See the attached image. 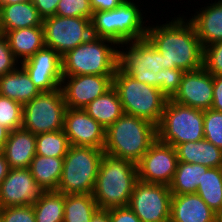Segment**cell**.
I'll return each instance as SVG.
<instances>
[{
  "mask_svg": "<svg viewBox=\"0 0 222 222\" xmlns=\"http://www.w3.org/2000/svg\"><path fill=\"white\" fill-rule=\"evenodd\" d=\"M177 16L164 24L147 23L145 38L163 55L165 69L198 70L203 67L204 47L188 17Z\"/></svg>",
  "mask_w": 222,
  "mask_h": 222,
  "instance_id": "cell-1",
  "label": "cell"
},
{
  "mask_svg": "<svg viewBox=\"0 0 222 222\" xmlns=\"http://www.w3.org/2000/svg\"><path fill=\"white\" fill-rule=\"evenodd\" d=\"M138 181L134 162L104 152L92 195L99 209L128 206Z\"/></svg>",
  "mask_w": 222,
  "mask_h": 222,
  "instance_id": "cell-2",
  "label": "cell"
},
{
  "mask_svg": "<svg viewBox=\"0 0 222 222\" xmlns=\"http://www.w3.org/2000/svg\"><path fill=\"white\" fill-rule=\"evenodd\" d=\"M156 140L155 124L124 113L106 129L103 151L137 164Z\"/></svg>",
  "mask_w": 222,
  "mask_h": 222,
  "instance_id": "cell-3",
  "label": "cell"
},
{
  "mask_svg": "<svg viewBox=\"0 0 222 222\" xmlns=\"http://www.w3.org/2000/svg\"><path fill=\"white\" fill-rule=\"evenodd\" d=\"M118 44L92 36L61 56L62 76L114 75L117 70Z\"/></svg>",
  "mask_w": 222,
  "mask_h": 222,
  "instance_id": "cell-4",
  "label": "cell"
},
{
  "mask_svg": "<svg viewBox=\"0 0 222 222\" xmlns=\"http://www.w3.org/2000/svg\"><path fill=\"white\" fill-rule=\"evenodd\" d=\"M133 1L126 0L110 11L94 12L91 18L93 36L110 39L118 45L144 39L148 20L143 14L147 13L143 12L139 2Z\"/></svg>",
  "mask_w": 222,
  "mask_h": 222,
  "instance_id": "cell-5",
  "label": "cell"
},
{
  "mask_svg": "<svg viewBox=\"0 0 222 222\" xmlns=\"http://www.w3.org/2000/svg\"><path fill=\"white\" fill-rule=\"evenodd\" d=\"M113 88L124 113L146 119L156 126L159 124L168 101L159 88L137 81L118 68L113 77Z\"/></svg>",
  "mask_w": 222,
  "mask_h": 222,
  "instance_id": "cell-6",
  "label": "cell"
},
{
  "mask_svg": "<svg viewBox=\"0 0 222 222\" xmlns=\"http://www.w3.org/2000/svg\"><path fill=\"white\" fill-rule=\"evenodd\" d=\"M103 153L94 147L70 145L56 191L65 195L92 194Z\"/></svg>",
  "mask_w": 222,
  "mask_h": 222,
  "instance_id": "cell-7",
  "label": "cell"
},
{
  "mask_svg": "<svg viewBox=\"0 0 222 222\" xmlns=\"http://www.w3.org/2000/svg\"><path fill=\"white\" fill-rule=\"evenodd\" d=\"M204 110L168 99L157 125V139L174 148L186 142L204 139Z\"/></svg>",
  "mask_w": 222,
  "mask_h": 222,
  "instance_id": "cell-8",
  "label": "cell"
},
{
  "mask_svg": "<svg viewBox=\"0 0 222 222\" xmlns=\"http://www.w3.org/2000/svg\"><path fill=\"white\" fill-rule=\"evenodd\" d=\"M118 49L117 68L122 73L160 89L163 55L146 38L119 44Z\"/></svg>",
  "mask_w": 222,
  "mask_h": 222,
  "instance_id": "cell-9",
  "label": "cell"
},
{
  "mask_svg": "<svg viewBox=\"0 0 222 222\" xmlns=\"http://www.w3.org/2000/svg\"><path fill=\"white\" fill-rule=\"evenodd\" d=\"M66 109L61 87L41 92L23 105L22 128L35 135L63 130Z\"/></svg>",
  "mask_w": 222,
  "mask_h": 222,
  "instance_id": "cell-10",
  "label": "cell"
},
{
  "mask_svg": "<svg viewBox=\"0 0 222 222\" xmlns=\"http://www.w3.org/2000/svg\"><path fill=\"white\" fill-rule=\"evenodd\" d=\"M44 44L60 56L75 49L92 36L91 19L49 16L43 19Z\"/></svg>",
  "mask_w": 222,
  "mask_h": 222,
  "instance_id": "cell-11",
  "label": "cell"
},
{
  "mask_svg": "<svg viewBox=\"0 0 222 222\" xmlns=\"http://www.w3.org/2000/svg\"><path fill=\"white\" fill-rule=\"evenodd\" d=\"M171 198L168 185L138 181L128 206L141 222H169Z\"/></svg>",
  "mask_w": 222,
  "mask_h": 222,
  "instance_id": "cell-12",
  "label": "cell"
},
{
  "mask_svg": "<svg viewBox=\"0 0 222 222\" xmlns=\"http://www.w3.org/2000/svg\"><path fill=\"white\" fill-rule=\"evenodd\" d=\"M178 164L176 149L157 139L137 165L138 179L144 183L170 185Z\"/></svg>",
  "mask_w": 222,
  "mask_h": 222,
  "instance_id": "cell-13",
  "label": "cell"
},
{
  "mask_svg": "<svg viewBox=\"0 0 222 222\" xmlns=\"http://www.w3.org/2000/svg\"><path fill=\"white\" fill-rule=\"evenodd\" d=\"M114 75L63 76L61 89L67 108L83 109L113 87Z\"/></svg>",
  "mask_w": 222,
  "mask_h": 222,
  "instance_id": "cell-14",
  "label": "cell"
},
{
  "mask_svg": "<svg viewBox=\"0 0 222 222\" xmlns=\"http://www.w3.org/2000/svg\"><path fill=\"white\" fill-rule=\"evenodd\" d=\"M44 192L34 180L29 168H10L0 184V203L2 208L33 206Z\"/></svg>",
  "mask_w": 222,
  "mask_h": 222,
  "instance_id": "cell-15",
  "label": "cell"
},
{
  "mask_svg": "<svg viewBox=\"0 0 222 222\" xmlns=\"http://www.w3.org/2000/svg\"><path fill=\"white\" fill-rule=\"evenodd\" d=\"M20 65L41 92H50L61 87V56L52 48L44 46Z\"/></svg>",
  "mask_w": 222,
  "mask_h": 222,
  "instance_id": "cell-16",
  "label": "cell"
},
{
  "mask_svg": "<svg viewBox=\"0 0 222 222\" xmlns=\"http://www.w3.org/2000/svg\"><path fill=\"white\" fill-rule=\"evenodd\" d=\"M63 130L70 145L104 149L106 129L84 109L67 108Z\"/></svg>",
  "mask_w": 222,
  "mask_h": 222,
  "instance_id": "cell-17",
  "label": "cell"
},
{
  "mask_svg": "<svg viewBox=\"0 0 222 222\" xmlns=\"http://www.w3.org/2000/svg\"><path fill=\"white\" fill-rule=\"evenodd\" d=\"M172 100L192 108L211 109L213 75L204 67L194 71H186L182 77L179 90Z\"/></svg>",
  "mask_w": 222,
  "mask_h": 222,
  "instance_id": "cell-18",
  "label": "cell"
},
{
  "mask_svg": "<svg viewBox=\"0 0 222 222\" xmlns=\"http://www.w3.org/2000/svg\"><path fill=\"white\" fill-rule=\"evenodd\" d=\"M214 212L197 193L172 194L171 222H215Z\"/></svg>",
  "mask_w": 222,
  "mask_h": 222,
  "instance_id": "cell-19",
  "label": "cell"
},
{
  "mask_svg": "<svg viewBox=\"0 0 222 222\" xmlns=\"http://www.w3.org/2000/svg\"><path fill=\"white\" fill-rule=\"evenodd\" d=\"M195 10L188 19L195 27L202 46L222 41V0H215Z\"/></svg>",
  "mask_w": 222,
  "mask_h": 222,
  "instance_id": "cell-20",
  "label": "cell"
},
{
  "mask_svg": "<svg viewBox=\"0 0 222 222\" xmlns=\"http://www.w3.org/2000/svg\"><path fill=\"white\" fill-rule=\"evenodd\" d=\"M36 135L23 129L9 133L2 153L10 168H29L36 155Z\"/></svg>",
  "mask_w": 222,
  "mask_h": 222,
  "instance_id": "cell-21",
  "label": "cell"
},
{
  "mask_svg": "<svg viewBox=\"0 0 222 222\" xmlns=\"http://www.w3.org/2000/svg\"><path fill=\"white\" fill-rule=\"evenodd\" d=\"M33 1L0 5V34L20 28L43 26Z\"/></svg>",
  "mask_w": 222,
  "mask_h": 222,
  "instance_id": "cell-22",
  "label": "cell"
},
{
  "mask_svg": "<svg viewBox=\"0 0 222 222\" xmlns=\"http://www.w3.org/2000/svg\"><path fill=\"white\" fill-rule=\"evenodd\" d=\"M40 93L39 88L31 81L30 76L21 65L0 76V95L10 98L22 106Z\"/></svg>",
  "mask_w": 222,
  "mask_h": 222,
  "instance_id": "cell-23",
  "label": "cell"
},
{
  "mask_svg": "<svg viewBox=\"0 0 222 222\" xmlns=\"http://www.w3.org/2000/svg\"><path fill=\"white\" fill-rule=\"evenodd\" d=\"M4 35L13 55L20 63L45 46L43 26L15 29Z\"/></svg>",
  "mask_w": 222,
  "mask_h": 222,
  "instance_id": "cell-24",
  "label": "cell"
},
{
  "mask_svg": "<svg viewBox=\"0 0 222 222\" xmlns=\"http://www.w3.org/2000/svg\"><path fill=\"white\" fill-rule=\"evenodd\" d=\"M175 149L178 162L200 164L209 168L222 167V149L205 138L197 142L181 143Z\"/></svg>",
  "mask_w": 222,
  "mask_h": 222,
  "instance_id": "cell-25",
  "label": "cell"
},
{
  "mask_svg": "<svg viewBox=\"0 0 222 222\" xmlns=\"http://www.w3.org/2000/svg\"><path fill=\"white\" fill-rule=\"evenodd\" d=\"M83 109L105 129L124 114L122 103L113 87Z\"/></svg>",
  "mask_w": 222,
  "mask_h": 222,
  "instance_id": "cell-26",
  "label": "cell"
},
{
  "mask_svg": "<svg viewBox=\"0 0 222 222\" xmlns=\"http://www.w3.org/2000/svg\"><path fill=\"white\" fill-rule=\"evenodd\" d=\"M64 157L35 155L30 164L34 180L45 191L57 190L63 168Z\"/></svg>",
  "mask_w": 222,
  "mask_h": 222,
  "instance_id": "cell-27",
  "label": "cell"
},
{
  "mask_svg": "<svg viewBox=\"0 0 222 222\" xmlns=\"http://www.w3.org/2000/svg\"><path fill=\"white\" fill-rule=\"evenodd\" d=\"M208 169L209 167L200 164L178 162L173 180L169 185L171 193H196L203 178V171Z\"/></svg>",
  "mask_w": 222,
  "mask_h": 222,
  "instance_id": "cell-28",
  "label": "cell"
},
{
  "mask_svg": "<svg viewBox=\"0 0 222 222\" xmlns=\"http://www.w3.org/2000/svg\"><path fill=\"white\" fill-rule=\"evenodd\" d=\"M196 193L214 212L222 211V167L203 171Z\"/></svg>",
  "mask_w": 222,
  "mask_h": 222,
  "instance_id": "cell-29",
  "label": "cell"
},
{
  "mask_svg": "<svg viewBox=\"0 0 222 222\" xmlns=\"http://www.w3.org/2000/svg\"><path fill=\"white\" fill-rule=\"evenodd\" d=\"M98 209L92 194L65 195L63 222H90Z\"/></svg>",
  "mask_w": 222,
  "mask_h": 222,
  "instance_id": "cell-30",
  "label": "cell"
},
{
  "mask_svg": "<svg viewBox=\"0 0 222 222\" xmlns=\"http://www.w3.org/2000/svg\"><path fill=\"white\" fill-rule=\"evenodd\" d=\"M65 194L56 190L45 191L33 205L36 222H63Z\"/></svg>",
  "mask_w": 222,
  "mask_h": 222,
  "instance_id": "cell-31",
  "label": "cell"
},
{
  "mask_svg": "<svg viewBox=\"0 0 222 222\" xmlns=\"http://www.w3.org/2000/svg\"><path fill=\"white\" fill-rule=\"evenodd\" d=\"M69 147L64 130L36 134V155L65 157Z\"/></svg>",
  "mask_w": 222,
  "mask_h": 222,
  "instance_id": "cell-32",
  "label": "cell"
},
{
  "mask_svg": "<svg viewBox=\"0 0 222 222\" xmlns=\"http://www.w3.org/2000/svg\"><path fill=\"white\" fill-rule=\"evenodd\" d=\"M23 106L7 97L0 95V125L10 132L22 127Z\"/></svg>",
  "mask_w": 222,
  "mask_h": 222,
  "instance_id": "cell-33",
  "label": "cell"
},
{
  "mask_svg": "<svg viewBox=\"0 0 222 222\" xmlns=\"http://www.w3.org/2000/svg\"><path fill=\"white\" fill-rule=\"evenodd\" d=\"M204 138L222 149V112L204 110Z\"/></svg>",
  "mask_w": 222,
  "mask_h": 222,
  "instance_id": "cell-34",
  "label": "cell"
},
{
  "mask_svg": "<svg viewBox=\"0 0 222 222\" xmlns=\"http://www.w3.org/2000/svg\"><path fill=\"white\" fill-rule=\"evenodd\" d=\"M55 15L91 19L93 11L90 0H60Z\"/></svg>",
  "mask_w": 222,
  "mask_h": 222,
  "instance_id": "cell-35",
  "label": "cell"
},
{
  "mask_svg": "<svg viewBox=\"0 0 222 222\" xmlns=\"http://www.w3.org/2000/svg\"><path fill=\"white\" fill-rule=\"evenodd\" d=\"M184 73L185 71L179 68L161 70L160 91L168 99H172L178 92Z\"/></svg>",
  "mask_w": 222,
  "mask_h": 222,
  "instance_id": "cell-36",
  "label": "cell"
},
{
  "mask_svg": "<svg viewBox=\"0 0 222 222\" xmlns=\"http://www.w3.org/2000/svg\"><path fill=\"white\" fill-rule=\"evenodd\" d=\"M203 67L212 75H222V41L204 47Z\"/></svg>",
  "mask_w": 222,
  "mask_h": 222,
  "instance_id": "cell-37",
  "label": "cell"
},
{
  "mask_svg": "<svg viewBox=\"0 0 222 222\" xmlns=\"http://www.w3.org/2000/svg\"><path fill=\"white\" fill-rule=\"evenodd\" d=\"M0 222H36L33 206L2 208Z\"/></svg>",
  "mask_w": 222,
  "mask_h": 222,
  "instance_id": "cell-38",
  "label": "cell"
},
{
  "mask_svg": "<svg viewBox=\"0 0 222 222\" xmlns=\"http://www.w3.org/2000/svg\"><path fill=\"white\" fill-rule=\"evenodd\" d=\"M20 62L13 55L7 38L0 34V76L15 70Z\"/></svg>",
  "mask_w": 222,
  "mask_h": 222,
  "instance_id": "cell-39",
  "label": "cell"
},
{
  "mask_svg": "<svg viewBox=\"0 0 222 222\" xmlns=\"http://www.w3.org/2000/svg\"><path fill=\"white\" fill-rule=\"evenodd\" d=\"M111 222H141L129 206L108 209Z\"/></svg>",
  "mask_w": 222,
  "mask_h": 222,
  "instance_id": "cell-40",
  "label": "cell"
},
{
  "mask_svg": "<svg viewBox=\"0 0 222 222\" xmlns=\"http://www.w3.org/2000/svg\"><path fill=\"white\" fill-rule=\"evenodd\" d=\"M39 15L44 19L54 16L60 0H32Z\"/></svg>",
  "mask_w": 222,
  "mask_h": 222,
  "instance_id": "cell-41",
  "label": "cell"
},
{
  "mask_svg": "<svg viewBox=\"0 0 222 222\" xmlns=\"http://www.w3.org/2000/svg\"><path fill=\"white\" fill-rule=\"evenodd\" d=\"M211 109L222 112V75H213V102Z\"/></svg>",
  "mask_w": 222,
  "mask_h": 222,
  "instance_id": "cell-42",
  "label": "cell"
},
{
  "mask_svg": "<svg viewBox=\"0 0 222 222\" xmlns=\"http://www.w3.org/2000/svg\"><path fill=\"white\" fill-rule=\"evenodd\" d=\"M126 0H90L91 9L94 12L110 11L117 8Z\"/></svg>",
  "mask_w": 222,
  "mask_h": 222,
  "instance_id": "cell-43",
  "label": "cell"
},
{
  "mask_svg": "<svg viewBox=\"0 0 222 222\" xmlns=\"http://www.w3.org/2000/svg\"><path fill=\"white\" fill-rule=\"evenodd\" d=\"M90 222H111L109 211L98 209L91 218Z\"/></svg>",
  "mask_w": 222,
  "mask_h": 222,
  "instance_id": "cell-44",
  "label": "cell"
},
{
  "mask_svg": "<svg viewBox=\"0 0 222 222\" xmlns=\"http://www.w3.org/2000/svg\"><path fill=\"white\" fill-rule=\"evenodd\" d=\"M9 170H10V167L8 165V162L4 154L0 152V184L8 175Z\"/></svg>",
  "mask_w": 222,
  "mask_h": 222,
  "instance_id": "cell-45",
  "label": "cell"
},
{
  "mask_svg": "<svg viewBox=\"0 0 222 222\" xmlns=\"http://www.w3.org/2000/svg\"><path fill=\"white\" fill-rule=\"evenodd\" d=\"M10 131L4 126L0 125V152L3 151L4 145L8 139Z\"/></svg>",
  "mask_w": 222,
  "mask_h": 222,
  "instance_id": "cell-46",
  "label": "cell"
},
{
  "mask_svg": "<svg viewBox=\"0 0 222 222\" xmlns=\"http://www.w3.org/2000/svg\"><path fill=\"white\" fill-rule=\"evenodd\" d=\"M27 1H32V0H0V5H9V4H15Z\"/></svg>",
  "mask_w": 222,
  "mask_h": 222,
  "instance_id": "cell-47",
  "label": "cell"
},
{
  "mask_svg": "<svg viewBox=\"0 0 222 222\" xmlns=\"http://www.w3.org/2000/svg\"><path fill=\"white\" fill-rule=\"evenodd\" d=\"M215 222H222V211L216 213Z\"/></svg>",
  "mask_w": 222,
  "mask_h": 222,
  "instance_id": "cell-48",
  "label": "cell"
}]
</instances>
